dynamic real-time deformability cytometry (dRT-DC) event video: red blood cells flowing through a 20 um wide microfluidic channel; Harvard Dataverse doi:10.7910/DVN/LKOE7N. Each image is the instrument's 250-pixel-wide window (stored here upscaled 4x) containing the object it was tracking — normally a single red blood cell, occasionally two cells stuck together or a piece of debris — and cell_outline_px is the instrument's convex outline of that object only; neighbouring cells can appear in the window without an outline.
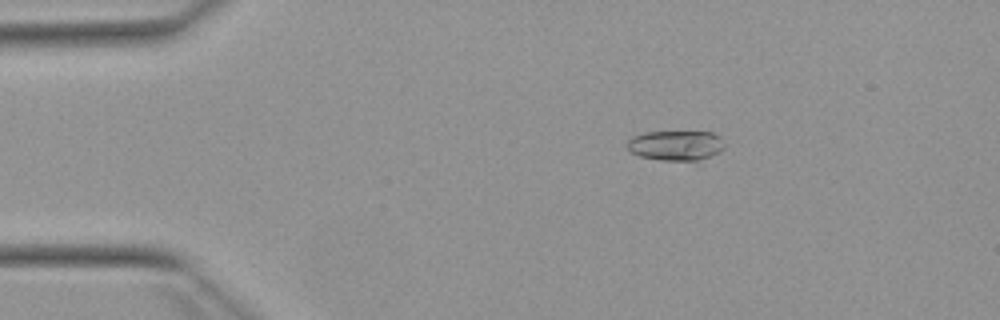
{"species": "Egyptian fruit bat (a non-hibernating species)", "species_latin": "Rousettus aegyptiacus", "temperature_condition": "warm", "stored_images_in_passage": 30, "camera_frame_rate_fps": 3000, "um_per_image_px": 0.085, "animal": {"sex": "female"}, "frame": {"image": 1, "passage_image": 2, "time_ms": 0.333, "image_size_px": [1000, 320], "cell_outline_px": [[724, 148], [720, 152], [696, 160], [660, 160], [640, 156], [632, 152], [624, 144], [632, 136], [644, 132], [712, 132], [720, 136], [724, 144]], "centroid_in_image_um": [57.42, 12.35], "position_along_channel_um": 27.6, "area_um2": 16.94}}
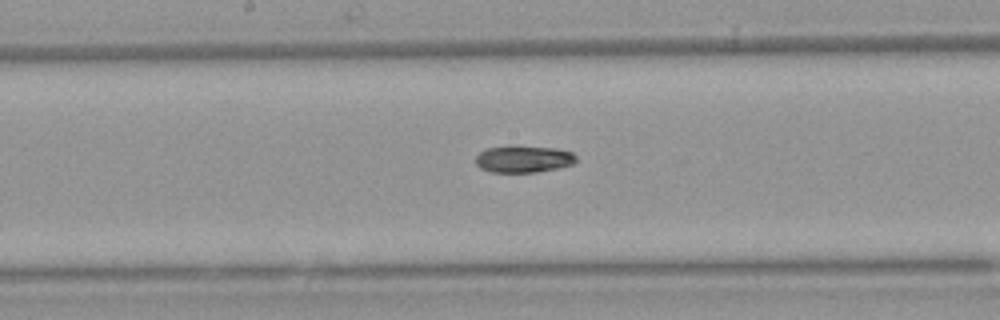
{"frame": {"image": 2, "passage_image": 20, "time_ms": 6.333, "image_size_px": [1000, 320], "cell_outline_px": [[576, 160], [572, 164], [560, 168], [536, 172], [492, 172], [480, 168], [476, 164], [476, 156], [480, 152], [488, 148], [508, 144], [556, 148], [572, 152], [576, 156]], "centroid_in_image_um": [44.49, 13.49], "position_along_channel_um": 203.7, "area_um2": 16.13}}
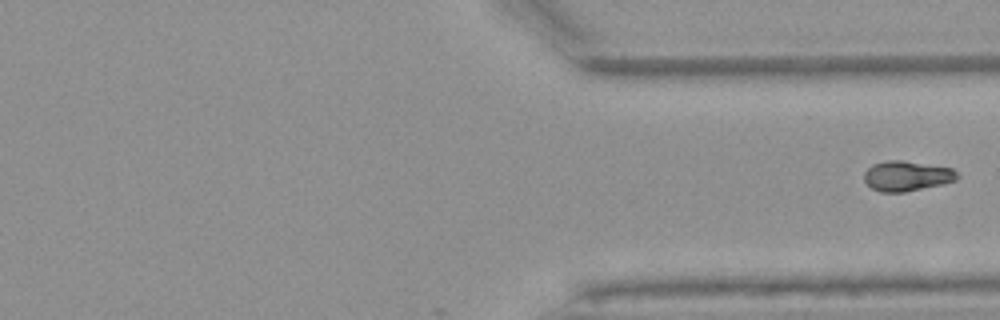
{"frame": {"image": 3, "passage_image": 30, "time_ms": 9.667, "image_size_px": [1000, 320], "cell_outline_px": [[960, 176], [956, 180], [944, 184], [904, 192], [880, 192], [872, 188], [864, 180], [864, 172], [872, 164], [884, 160], [900, 160], [952, 168]], "centroid_in_image_um": [77.07, 14.96], "position_along_channel_um": 334.3, "area_um2": 16.36}}